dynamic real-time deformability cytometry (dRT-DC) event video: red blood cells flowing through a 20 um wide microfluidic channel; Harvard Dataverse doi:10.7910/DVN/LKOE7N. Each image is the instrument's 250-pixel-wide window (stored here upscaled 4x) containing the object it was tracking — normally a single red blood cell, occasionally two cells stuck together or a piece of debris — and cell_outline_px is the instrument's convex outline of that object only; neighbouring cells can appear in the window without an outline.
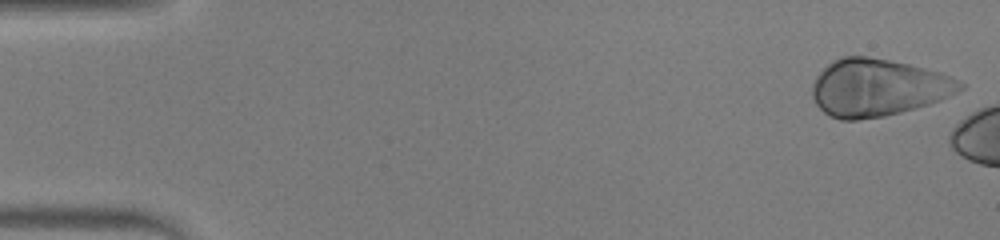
{"species": "human", "species_latin": "Homo sapiens", "temperature_condition": "warm", "stored_images_in_passage": 6, "camera_frame_rate_fps": 3000, "um_per_image_px": 0.085, "donor": {"sex": "male"}, "frame": {"image": 1, "passage_image": 1, "time_ms": 0.0, "image_size_px": [1000, 240], "cell_outline_px": [[964, 88], [940, 100], [916, 108], [884, 116], [856, 120], [840, 120], [828, 116], [816, 104], [812, 96], [812, 84], [816, 76], [832, 60], [840, 56], [868, 56], [908, 64], [940, 72], [952, 76], [964, 84]], "centroid_in_image_um": [74.59, 7.44], "position_along_channel_um": 10.4, "area_um2": 49.36}}